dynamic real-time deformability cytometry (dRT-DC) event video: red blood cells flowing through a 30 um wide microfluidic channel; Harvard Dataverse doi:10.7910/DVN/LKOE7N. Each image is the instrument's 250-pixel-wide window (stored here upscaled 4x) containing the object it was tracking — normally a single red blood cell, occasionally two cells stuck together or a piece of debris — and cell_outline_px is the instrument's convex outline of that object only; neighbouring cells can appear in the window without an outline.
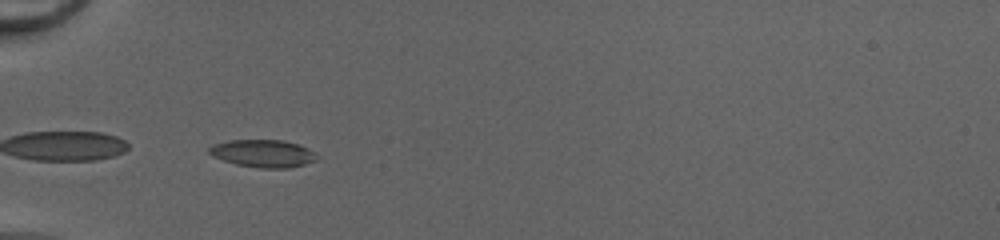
{"species": "common noctule bat (a hibernating species)", "species_latin": "Nyctalus noctula", "temperature_condition": "cold", "stored_images_in_passage": 33, "camera_frame_rate_fps": 3000, "um_per_image_px": 0.085, "animal": {"sex": "female", "body_mass_g": 20.0, "forearm_length_mm": 54.0}, "frame": {"image": 1, "passage_image": 1, "time_ms": 0.0, "image_size_px": [1000, 240], "cell_outline_px": [[320, 156], [316, 160], [304, 164], [288, 168], [260, 168], [236, 164], [212, 156], [208, 152], [208, 148], [212, 144], [228, 140], [284, 140], [300, 144], [316, 152]], "centroid_in_image_um": [22.38, 13.03], "position_along_channel_um": 62.6, "area_um2": 17.51}}
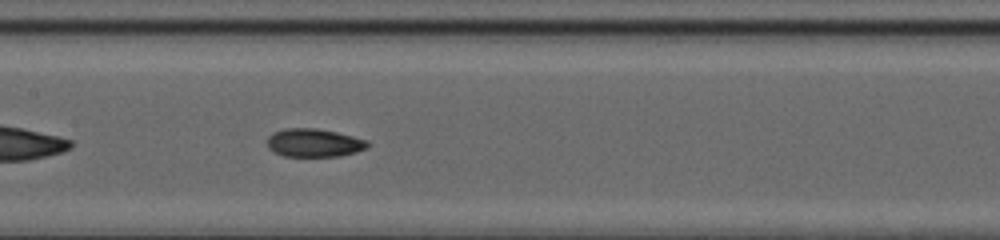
{"frame": {"image": 2, "passage_image": 10, "time_ms": 3.0, "image_size_px": [1000, 240], "cell_outline_px": [[372, 144], [368, 148], [356, 152], [340, 156], [284, 156], [272, 152], [268, 148], [268, 136], [272, 132], [284, 128], [316, 128], [336, 132], [368, 140]], "centroid_in_image_um": [26.7, 12.14], "position_along_channel_um": 180.7, "area_um2": 16.76}}
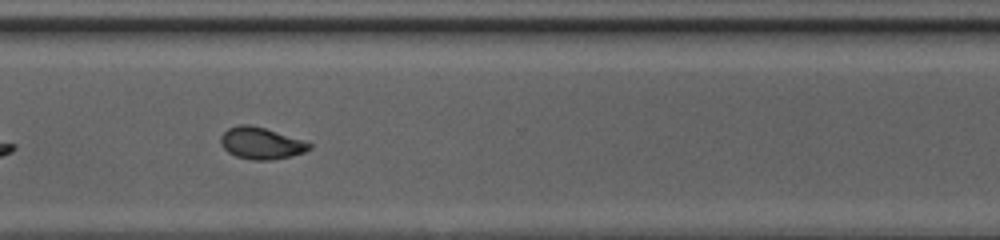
{"frame": {"image": 3, "passage_image": 22, "time_ms": 7.0, "image_size_px": [1000, 240], "cell_outline_px": [[312, 148], [304, 152], [292, 156], [272, 160], [252, 160], [236, 156], [228, 152], [224, 148], [220, 140], [220, 136], [228, 128], [240, 124], [248, 124], [264, 128], [312, 144]], "centroid_in_image_um": [22.17, 12.19], "position_along_channel_um": 348.4, "area_um2": 16.18}, "authors_computed_cell_mechanics": {"area_um2": 16.0106, "velocity_mm_per_s": 4.2124, "shape_relaxation_time_tau1_ms": null, "shape_relaxation_time_tau2_ms": 1.7147, "deformation_change_tau1": null, "deformation_change_tau2": 0.0631}}